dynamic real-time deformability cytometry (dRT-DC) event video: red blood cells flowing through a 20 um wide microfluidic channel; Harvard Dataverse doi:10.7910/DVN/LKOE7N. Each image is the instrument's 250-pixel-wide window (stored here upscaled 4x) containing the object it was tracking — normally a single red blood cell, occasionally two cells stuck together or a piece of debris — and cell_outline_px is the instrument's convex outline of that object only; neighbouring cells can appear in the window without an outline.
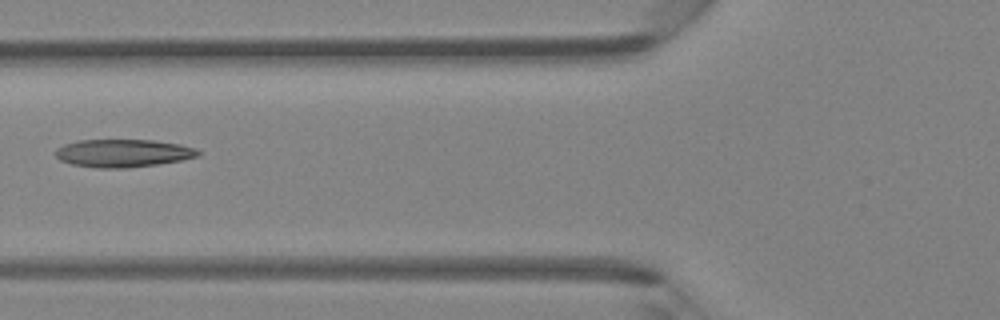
{"species": "Egyptian fruit bat (a non-hibernating species)", "species_latin": "Rousettus aegyptiacus", "temperature_condition": "room temperature", "stored_images_in_passage": 6, "camera_frame_rate_fps": 3000, "um_per_image_px": 0.085, "animal": {"sex": "female"}, "frame": {"image": 1, "passage_image": 5, "time_ms": 4.667, "image_size_px": [1000, 320], "cell_outline_px": [[200, 156], [180, 160], [156, 164], [128, 168], [96, 168], [72, 164], [60, 160], [56, 156], [56, 148], [64, 144], [80, 140], [152, 140], [180, 144], [196, 148], [200, 152]], "centroid_in_image_um": [10.46, 13.02], "position_along_channel_um": 115.3, "area_um2": 23.12}}
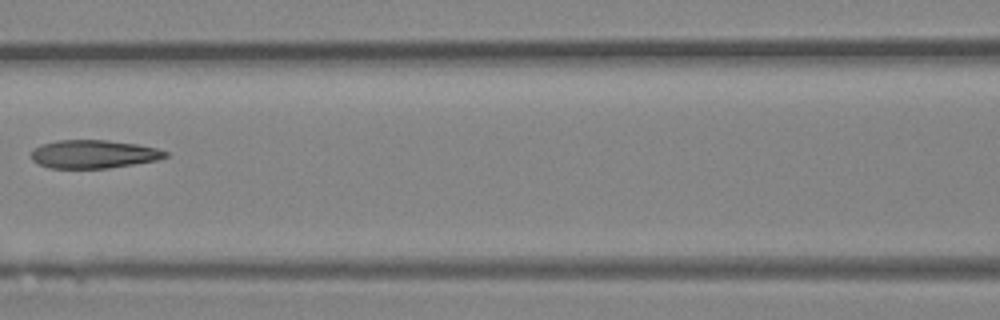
{"frame": {"image": 2, "passage_image": 6, "time_ms": 5.667, "image_size_px": [1000, 320], "cell_outline_px": [[168, 156], [156, 160], [108, 168], [48, 168], [32, 160], [32, 152], [40, 144], [56, 140], [108, 140], [136, 144], [156, 148], [168, 152]], "centroid_in_image_um": [7.94, 13.09], "position_along_channel_um": 158.7, "area_um2": 21.96}}